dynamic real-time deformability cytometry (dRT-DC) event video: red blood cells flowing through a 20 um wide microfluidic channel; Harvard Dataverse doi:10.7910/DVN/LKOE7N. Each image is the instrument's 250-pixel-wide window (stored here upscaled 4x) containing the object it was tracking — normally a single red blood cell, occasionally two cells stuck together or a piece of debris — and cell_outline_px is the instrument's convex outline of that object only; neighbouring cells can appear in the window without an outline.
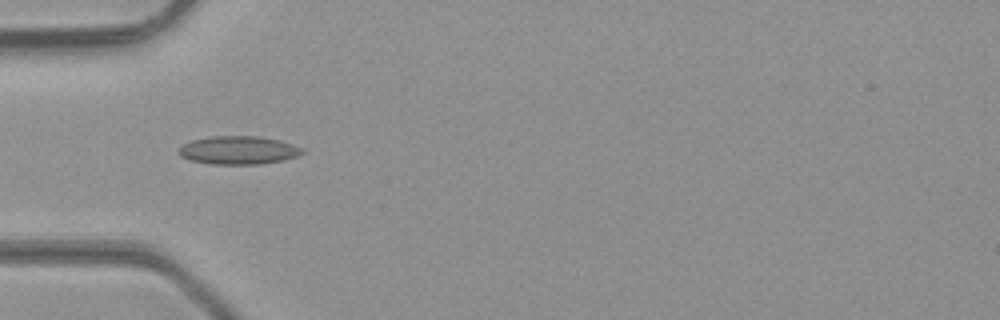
{"species": "common noctule bat (a hibernating species)", "species_latin": "Nyctalus noctula", "temperature_condition": "room temperature", "stored_images_in_passage": 3, "camera_frame_rate_fps": 3000, "um_per_image_px": 0.085, "animal": {"sex": "male", "body_mass_g": 23.1, "forearm_length_mm": 52.7}, "frame": {"image": 1, "passage_image": 2, "time_ms": 0.333, "image_size_px": [1000, 320], "cell_outline_px": [[304, 152], [296, 156], [284, 160], [260, 164], [212, 164], [192, 160], [180, 156], [176, 152], [184, 144], [192, 140], [212, 136], [256, 136], [280, 140], [304, 148]], "centroid_in_image_um": [20.28, 12.76], "position_along_channel_um": 64.7, "area_um2": 20.29}}
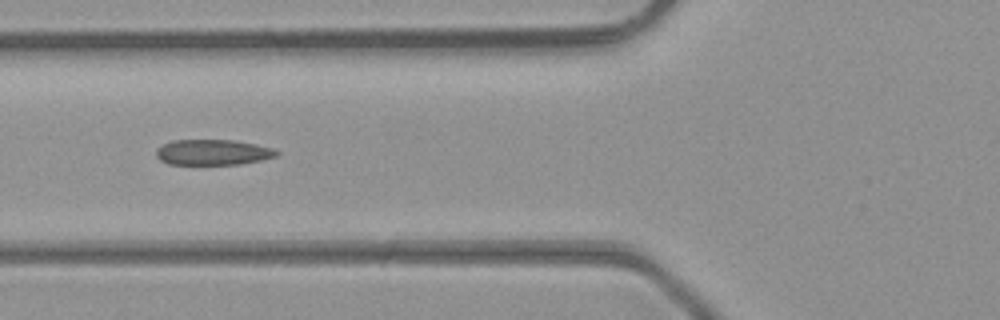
{"frame": {"image": 2, "passage_image": 3, "time_ms": 0.667, "image_size_px": [1000, 320], "cell_outline_px": [[280, 152], [276, 156], [260, 160], [240, 164], [168, 164], [160, 160], [156, 156], [156, 148], [172, 140], [232, 140], [272, 148]], "centroid_in_image_um": [18.05, 12.94], "position_along_channel_um": 107.8, "area_um2": 17.74}}